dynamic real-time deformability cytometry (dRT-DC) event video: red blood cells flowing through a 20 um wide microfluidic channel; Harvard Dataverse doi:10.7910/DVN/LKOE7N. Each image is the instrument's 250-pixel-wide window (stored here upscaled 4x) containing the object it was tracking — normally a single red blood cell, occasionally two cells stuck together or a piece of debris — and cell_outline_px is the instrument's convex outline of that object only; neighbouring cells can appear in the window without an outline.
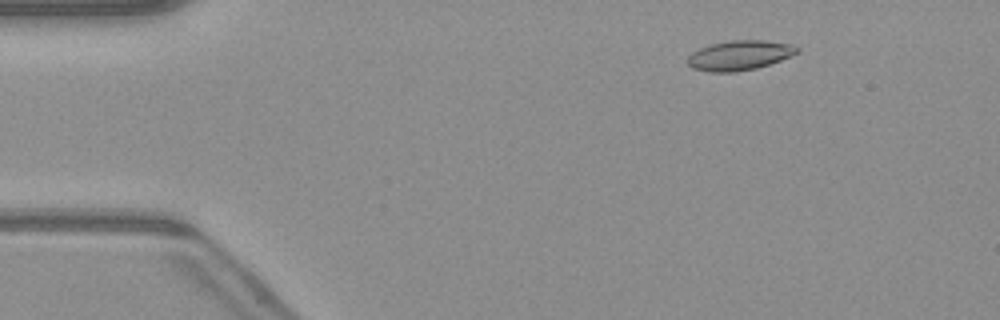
{"species": "common noctule bat (a hibernating species)", "species_latin": "Nyctalus noctula", "temperature_condition": "warm", "stored_images_in_passage": 50, "camera_frame_rate_fps": 3000, "um_per_image_px": 0.085, "animal": {"sex": "male", "body_mass_g": 23.1, "forearm_length_mm": 52.7}, "frame": {"image": 1, "passage_image": 7, "time_ms": 2.0, "image_size_px": [1000, 320], "cell_outline_px": [[800, 52], [792, 56], [756, 68], [736, 72], [708, 72], [692, 68], [688, 64], [688, 56], [692, 52], [700, 48], [712, 44], [728, 40], [764, 40], [792, 44], [800, 48]], "centroid_in_image_um": [62.88, 4.7], "position_along_channel_um": 22.1, "area_um2": 19.07}}
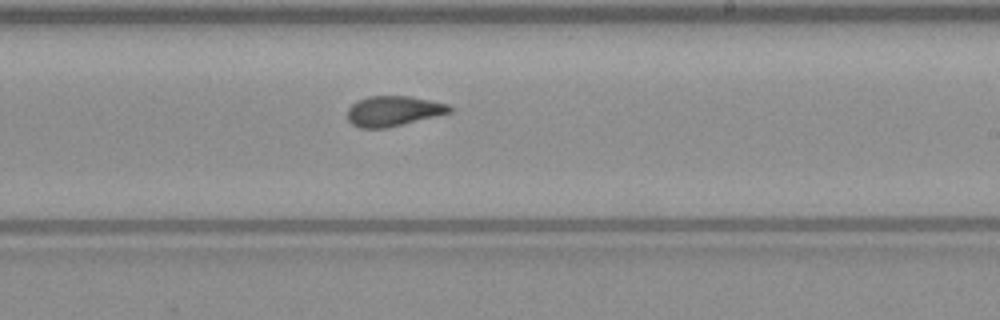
{"frame": {"image": 2, "passage_image": 30, "time_ms": 9.667, "image_size_px": [1000, 320], "cell_outline_px": [[452, 112], [436, 116], [384, 128], [360, 128], [352, 124], [348, 120], [348, 108], [356, 100], [368, 96], [412, 96], [448, 104], [452, 108]], "centroid_in_image_um": [33.42, 9.42], "position_along_channel_um": 255.6, "area_um2": 17.92}}
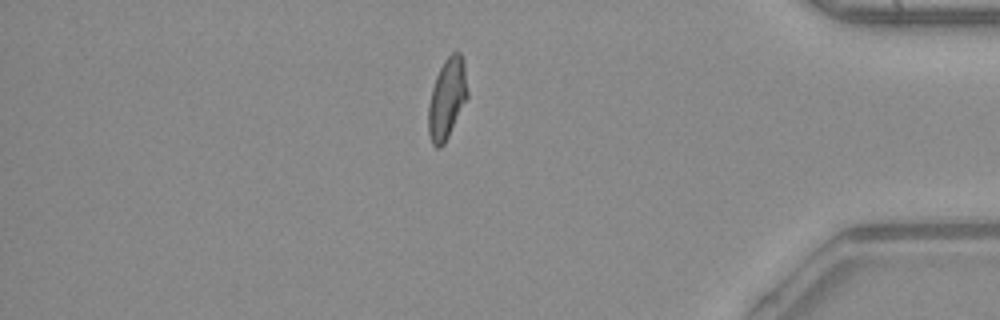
{"frame": {"image": 3, "passage_image": 43, "time_ms": 14.0, "image_size_px": [1000, 320], "cell_outline_px": [[468, 96], [444, 144], [440, 148], [436, 148], [432, 144], [428, 136], [428, 108], [432, 88], [436, 76], [444, 60], [452, 52], [460, 52], [464, 60], [468, 92]], "centroid_in_image_um": [37.99, 8.38], "position_along_channel_um": 397.2, "area_um2": 18.38}, "authors_computed_cell_mechanics": {"area_um2": 18.4382, "velocity_mm_per_s": 4.0979, "shape_relaxation_time_tau1_ms": null, "shape_relaxation_time_tau2_ms": 1.753, "deformation_change_tau1": null, "deformation_change_tau2": 0.0803}}